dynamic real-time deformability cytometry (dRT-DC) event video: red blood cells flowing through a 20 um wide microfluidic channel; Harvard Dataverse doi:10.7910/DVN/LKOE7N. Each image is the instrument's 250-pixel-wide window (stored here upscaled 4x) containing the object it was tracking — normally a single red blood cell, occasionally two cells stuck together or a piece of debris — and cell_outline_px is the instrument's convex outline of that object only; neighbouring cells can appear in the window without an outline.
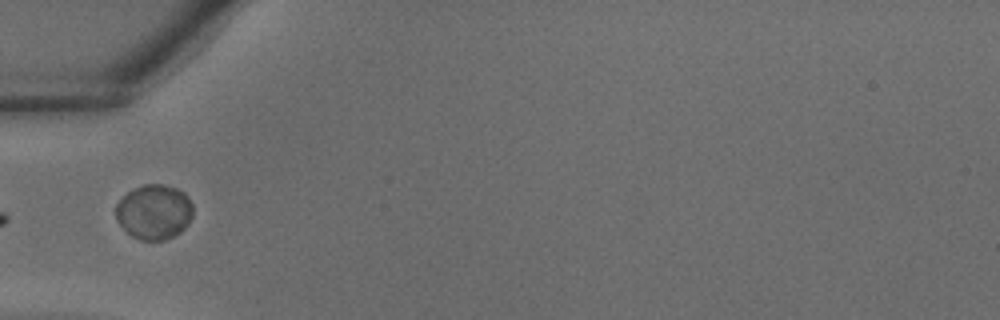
{"species": "common noctule bat (a hibernating species)", "species_latin": "Nyctalus noctula", "temperature_condition": "warm", "stored_images_in_passage": 19, "camera_frame_rate_fps": 3000, "um_per_image_px": 0.085, "animal": {"sex": "male", "body_mass_g": 18.8}, "frame": {"image": 1, "passage_image": 1, "time_ms": 0.0, "image_size_px": [1000, 320], "cell_outline_px": [[192, 216], [188, 224], [180, 232], [164, 240], [140, 240], [132, 236], [116, 220], [116, 204], [128, 192], [144, 184], [160, 184], [176, 188], [184, 192], [192, 204]], "centroid_in_image_um": [13.1, 18.02], "position_along_channel_um": 71.9, "area_um2": 24.45}}